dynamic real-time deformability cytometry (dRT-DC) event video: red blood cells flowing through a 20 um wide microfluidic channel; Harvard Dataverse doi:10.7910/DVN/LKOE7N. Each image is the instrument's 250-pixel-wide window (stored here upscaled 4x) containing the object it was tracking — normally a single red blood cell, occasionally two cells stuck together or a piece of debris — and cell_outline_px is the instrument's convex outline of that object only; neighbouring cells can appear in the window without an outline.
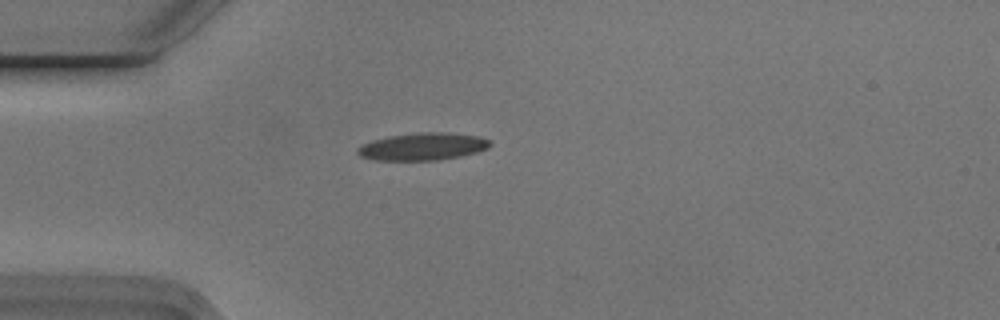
{"species": "Egyptian fruit bat (a non-hibernating species)", "species_latin": "Rousettus aegyptiacus", "temperature_condition": "cold", "stored_images_in_passage": 1, "camera_frame_rate_fps": 3000, "um_per_image_px": 0.085, "animal": {"sex": "male"}, "frame": {"image": 1, "passage_image": 1, "time_ms": 0.0, "image_size_px": [1000, 320], "cell_outline_px": [[492, 144], [488, 148], [476, 152], [460, 156], [436, 160], [376, 160], [360, 156], [356, 152], [356, 148], [372, 140], [388, 136], [416, 132], [448, 132], [480, 136], [488, 140]], "centroid_in_image_um": [35.93, 12.44], "position_along_channel_um": 49.1, "area_um2": 21.21}}